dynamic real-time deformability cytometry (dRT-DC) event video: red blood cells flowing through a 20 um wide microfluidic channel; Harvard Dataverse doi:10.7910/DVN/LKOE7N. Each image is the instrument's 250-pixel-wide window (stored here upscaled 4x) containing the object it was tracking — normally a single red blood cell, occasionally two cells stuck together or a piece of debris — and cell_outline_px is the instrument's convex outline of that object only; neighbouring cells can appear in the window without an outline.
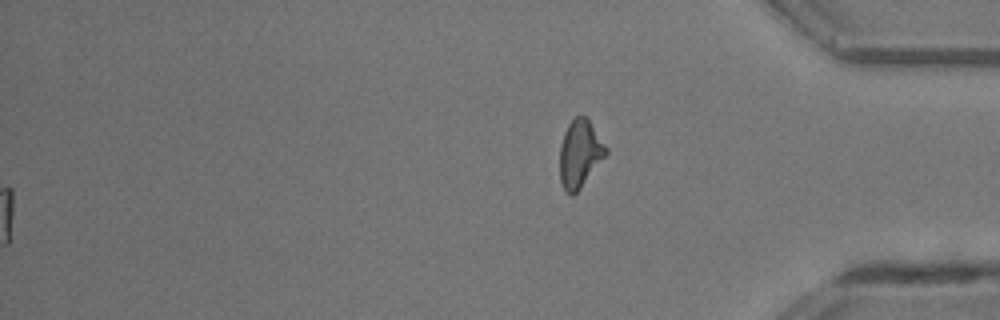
{"species": "common noctule bat (a hibernating species)", "species_latin": "Nyctalus noctula", "temperature_condition": "room temperature", "stored_images_in_passage": 43, "segment_of_instrument_passage": [2, 2], "camera_frame_rate_fps": 3000, "um_per_image_px": 0.085, "animal": {"sex": "male", "body_mass_g": 13.3}, "frame": {"image": 1, "passage_image": 43, "time_ms": 14.0, "image_size_px": [1000, 320], "cell_outline_px": [[608, 152], [580, 188], [572, 196], [564, 188], [560, 180], [560, 144], [564, 132], [568, 124], [576, 116], [588, 116], [608, 148]], "centroid_in_image_um": [49.3, 13.01], "position_along_channel_um": 385.9, "area_um2": 18.15}}